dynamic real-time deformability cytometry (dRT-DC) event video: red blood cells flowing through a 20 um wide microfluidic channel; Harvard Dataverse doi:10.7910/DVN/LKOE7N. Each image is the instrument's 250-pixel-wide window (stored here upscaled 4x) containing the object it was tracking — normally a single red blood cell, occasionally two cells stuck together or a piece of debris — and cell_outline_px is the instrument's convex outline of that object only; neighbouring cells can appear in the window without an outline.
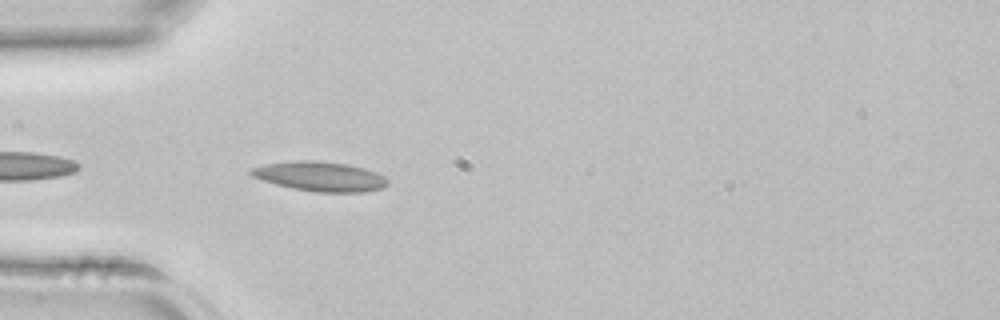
{"species": "common noctule bat (a hibernating species)", "species_latin": "Nyctalus noctula", "temperature_condition": "room temperature", "stored_images_in_passage": 2, "camera_frame_rate_fps": 3000, "um_per_image_px": 0.085, "animal": {"sex": "female", "body_mass_g": 22.7, "forearm_length_mm": 54.2}, "frame": {"image": 1, "passage_image": 2, "time_ms": 0.333, "image_size_px": [1000, 320], "cell_outline_px": [[388, 184], [384, 188], [364, 192], [316, 192], [292, 188], [276, 184], [252, 176], [248, 172], [252, 168], [264, 164], [292, 160], [320, 160], [348, 164], [364, 168], [376, 172], [384, 176], [388, 180]], "centroid_in_image_um": [27.23, 14.98], "position_along_channel_um": 57.8, "area_um2": 23.76}}